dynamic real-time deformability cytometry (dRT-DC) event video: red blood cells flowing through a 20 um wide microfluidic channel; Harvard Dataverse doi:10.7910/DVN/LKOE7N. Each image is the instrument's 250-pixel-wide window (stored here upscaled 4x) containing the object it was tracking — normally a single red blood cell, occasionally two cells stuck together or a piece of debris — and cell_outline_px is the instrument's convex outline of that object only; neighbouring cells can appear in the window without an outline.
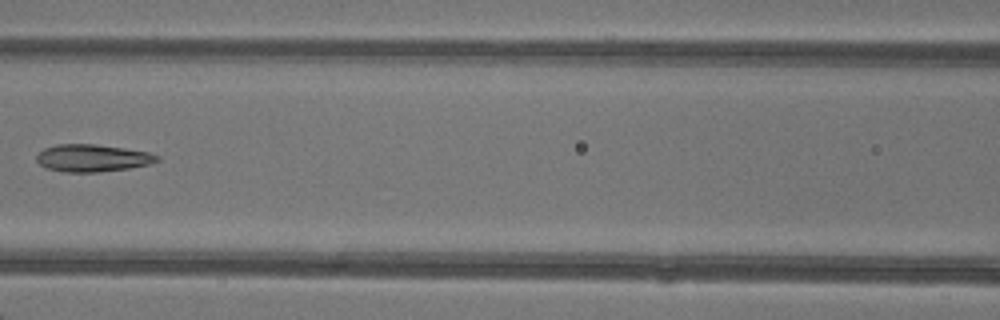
{"species": "common noctule bat (a hibernating species)", "species_latin": "Nyctalus noctula", "temperature_condition": "warm", "stored_images_in_passage": 6, "camera_frame_rate_fps": 3000, "um_per_image_px": 0.085, "animal": {"sex": "female"}, "frame": {"image": 1, "passage_image": 6, "time_ms": 6.667, "image_size_px": [1000, 320], "cell_outline_px": [[160, 160], [148, 164], [128, 168], [96, 172], [64, 172], [48, 168], [40, 164], [36, 160], [36, 156], [44, 148], [56, 144], [96, 144], [124, 148], [148, 152], [160, 156]], "centroid_in_image_um": [7.85, 13.42], "position_along_channel_um": 158.7, "area_um2": 19.07}}